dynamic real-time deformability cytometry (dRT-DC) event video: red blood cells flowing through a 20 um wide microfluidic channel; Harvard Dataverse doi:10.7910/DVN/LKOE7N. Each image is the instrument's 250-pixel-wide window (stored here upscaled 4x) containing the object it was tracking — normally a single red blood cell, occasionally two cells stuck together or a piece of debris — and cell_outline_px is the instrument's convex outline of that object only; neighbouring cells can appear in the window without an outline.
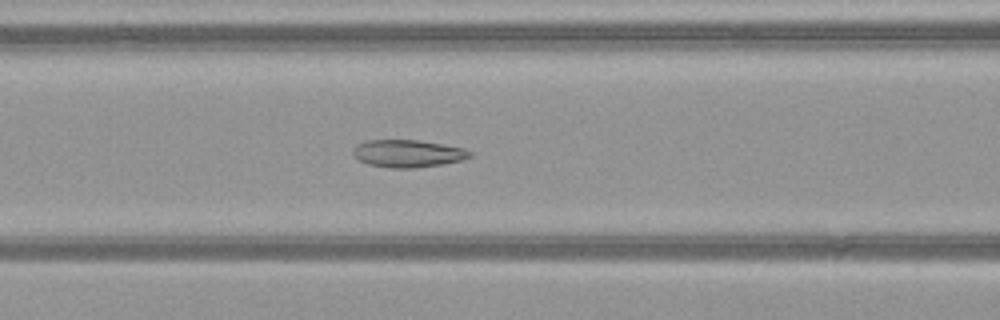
{"species": "common noctule bat (a hibernating species)", "species_latin": "Nyctalus noctula", "temperature_condition": "warm", "stored_images_in_passage": 49, "camera_frame_rate_fps": 3000, "um_per_image_px": 0.085, "animal": {"sex": "female", "body_mass_g": 21.9}, "frame": {"image": 1, "passage_image": 20, "time_ms": 6.333, "image_size_px": [1000, 320], "cell_outline_px": [[472, 156], [460, 160], [444, 164], [416, 168], [388, 168], [368, 164], [352, 156], [352, 148], [356, 144], [368, 140], [416, 140], [464, 148], [472, 152]], "centroid_in_image_um": [34.62, 13.05], "position_along_channel_um": 132.0, "area_um2": 18.79}}
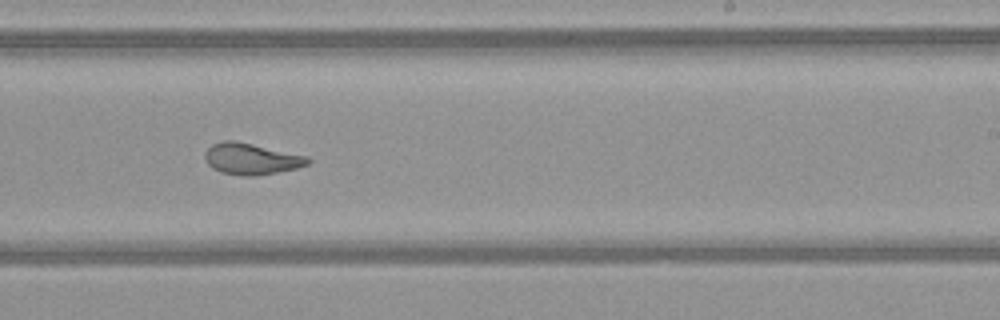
{"frame": {"image": 2, "passage_image": 30, "time_ms": 9.667, "image_size_px": [1000, 320], "cell_outline_px": [[312, 160], [308, 164], [296, 168], [256, 176], [244, 176], [220, 172], [212, 168], [204, 160], [204, 152], [212, 144], [224, 140], [236, 140], [308, 156]], "centroid_in_image_um": [21.34, 13.49], "position_along_channel_um": 267.7, "area_um2": 18.96}}
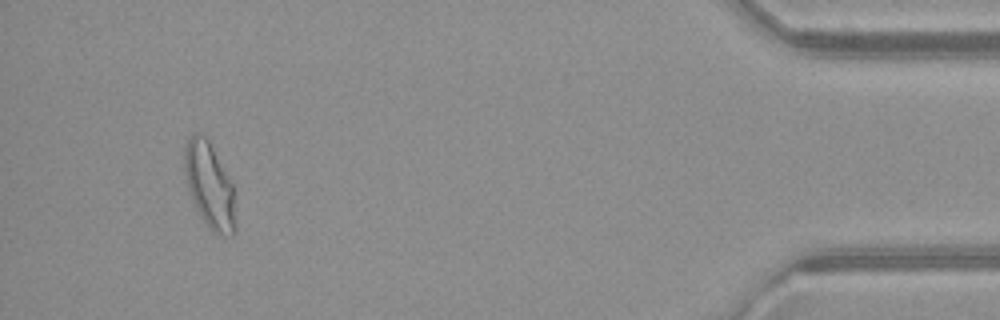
{"frame": {"image": 3, "passage_image": 46, "time_ms": 15.0, "image_size_px": [1000, 320], "cell_outline_px": [[236, 228], [232, 236], [224, 236], [212, 232], [208, 228], [200, 216], [192, 200], [184, 176], [184, 148], [188, 136], [196, 132], [200, 132], [208, 140], [236, 188]], "centroid_in_image_um": [17.84, 15.8], "position_along_channel_um": 417.4, "area_um2": 26.3}, "authors_computed_cell_mechanics": {"area_um2": 22.0218, "velocity_mm_per_s": 4.0696, "shape_relaxation_time_tau1_ms": 6.5674, "shape_relaxation_time_tau2_ms": 1.3387, "deformation_change_tau1": 0.2019, "deformation_change_tau2": 0.0774}}